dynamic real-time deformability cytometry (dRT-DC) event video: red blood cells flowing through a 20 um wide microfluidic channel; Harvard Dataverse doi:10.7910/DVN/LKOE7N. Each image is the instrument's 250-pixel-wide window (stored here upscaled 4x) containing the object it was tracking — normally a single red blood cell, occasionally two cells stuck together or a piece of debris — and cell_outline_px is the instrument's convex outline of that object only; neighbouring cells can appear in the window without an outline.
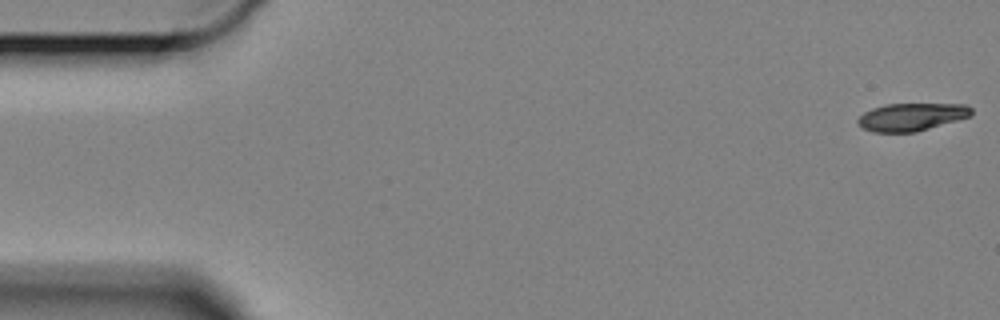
{"species": "Egyptian fruit bat (a non-hibernating species)", "species_latin": "Rousettus aegyptiacus", "temperature_condition": "cold", "stored_images_in_passage": 61, "segment_of_instrument_passage": [1, 2], "camera_frame_rate_fps": 3000, "um_per_image_px": 0.085, "animal": {"sex": "female"}, "frame": {"image": 1, "passage_image": 1, "time_ms": 0.0, "image_size_px": [1000, 320], "cell_outline_px": [[972, 116], [916, 132], [872, 132], [864, 128], [856, 120], [864, 112], [872, 108], [884, 104], [964, 104], [972, 108]], "centroid_in_image_um": [77.49, 9.93], "position_along_channel_um": 7.5, "area_um2": 18.32}}
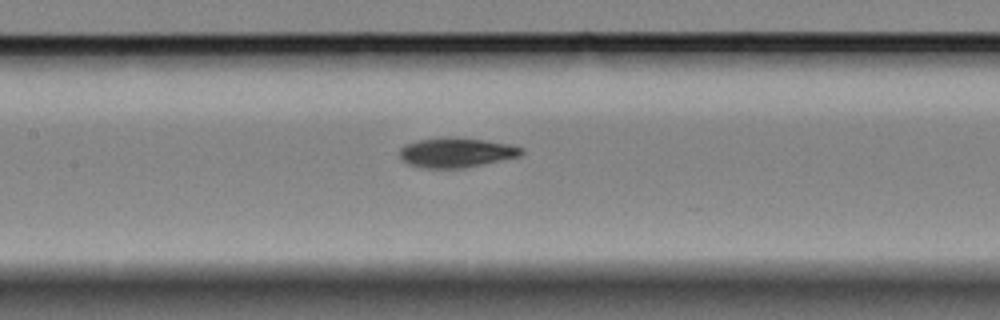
{"frame": {"image": 2, "passage_image": 27, "time_ms": 8.667, "image_size_px": [1000, 320], "cell_outline_px": [[524, 152], [520, 156], [464, 168], [424, 168], [408, 164], [400, 160], [400, 148], [404, 144], [420, 140], [484, 140], [508, 144], [524, 148]], "centroid_in_image_um": [38.78, 13.02], "position_along_channel_um": 168.6, "area_um2": 20.23}}
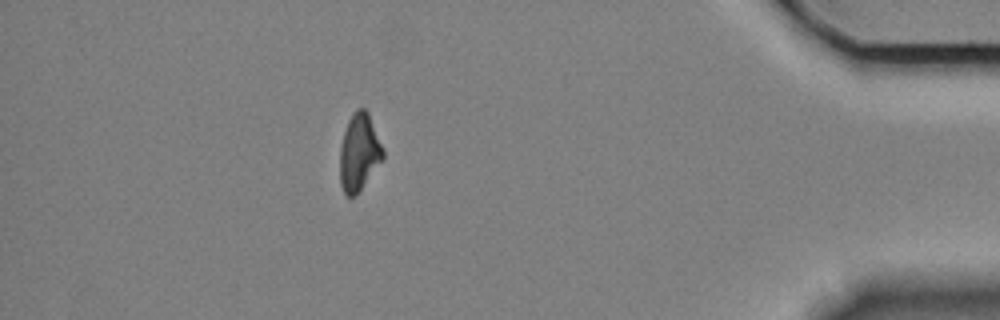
{"frame": {"image": 3, "passage_image": 53, "time_ms": 17.333, "image_size_px": [1000, 320], "cell_outline_px": [[384, 160], [356, 196], [344, 196], [340, 184], [340, 148], [344, 132], [348, 120], [352, 112], [356, 108], [364, 108], [368, 112], [384, 148]], "centroid_in_image_um": [30.54, 12.97], "position_along_channel_um": 404.7, "area_um2": 19.83}}